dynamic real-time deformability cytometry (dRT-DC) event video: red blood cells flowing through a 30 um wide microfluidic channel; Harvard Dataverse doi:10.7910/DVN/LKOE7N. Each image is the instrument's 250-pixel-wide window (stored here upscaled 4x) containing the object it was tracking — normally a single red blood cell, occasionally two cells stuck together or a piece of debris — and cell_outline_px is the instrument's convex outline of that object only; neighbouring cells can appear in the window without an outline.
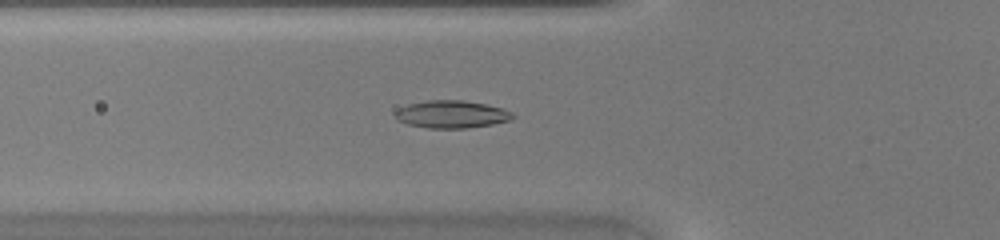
{"species": "common noctule bat (a hibernating species)", "species_latin": "Nyctalus noctula", "temperature_condition": "warm", "stored_images_in_passage": 47, "camera_frame_rate_fps": 3000, "um_per_image_px": 0.085, "animal": {"sex": "female", "body_mass_g": 20.0, "forearm_length_mm": 54.0}, "frame": {"image": 1, "passage_image": 18, "time_ms": 5.667, "image_size_px": [1000, 240], "cell_outline_px": [[516, 116], [508, 120], [492, 124], [468, 128], [428, 128], [408, 124], [396, 120], [396, 112], [400, 108], [408, 104], [428, 100], [464, 100], [504, 108], [512, 112]], "centroid_in_image_um": [38.4, 9.71], "position_along_channel_um": 87.4, "area_um2": 18.79}}
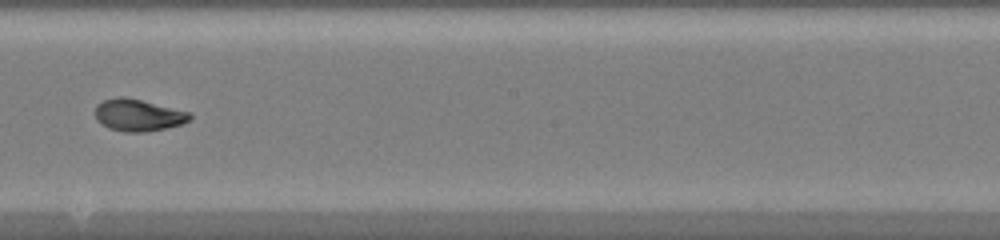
{"frame": {"image": 2, "passage_image": 28, "time_ms": 9.0, "image_size_px": [1000, 240], "cell_outline_px": [[192, 116], [188, 120], [180, 124], [164, 128], [144, 132], [124, 132], [108, 128], [100, 124], [96, 120], [96, 104], [104, 100], [120, 96], [124, 96], [188, 112]], "centroid_in_image_um": [11.67, 9.79], "position_along_channel_um": 236.5, "area_um2": 17.34}}
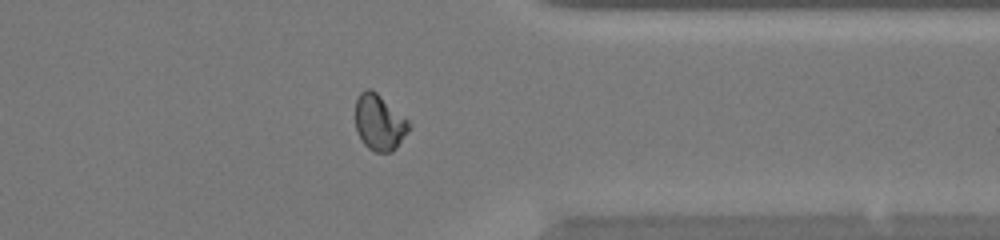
{"frame": {"image": 3, "passage_image": 38, "time_ms": 12.333, "image_size_px": [1000, 240], "cell_outline_px": [[412, 124], [408, 132], [396, 148], [392, 152], [376, 152], [368, 148], [364, 144], [356, 128], [356, 100], [360, 92], [364, 88], [372, 88], [408, 120]], "centroid_in_image_um": [32.25, 10.39], "position_along_channel_um": 379.1, "area_um2": 17.46}}